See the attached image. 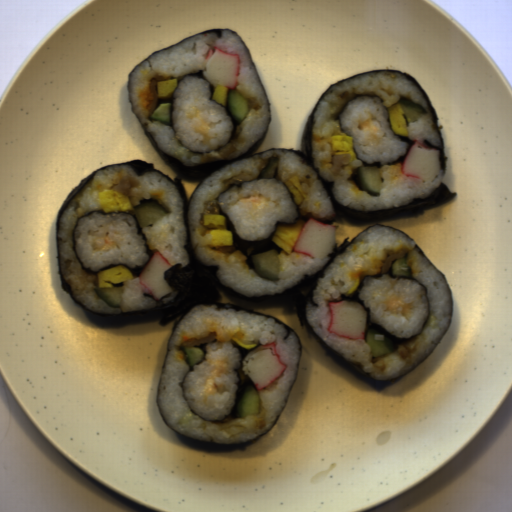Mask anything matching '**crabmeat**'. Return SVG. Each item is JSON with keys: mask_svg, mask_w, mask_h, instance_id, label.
Wrapping results in <instances>:
<instances>
[{"mask_svg": "<svg viewBox=\"0 0 512 512\" xmlns=\"http://www.w3.org/2000/svg\"><path fill=\"white\" fill-rule=\"evenodd\" d=\"M330 321L327 331L348 340H364L368 312L362 304L350 301H332L328 304Z\"/></svg>", "mask_w": 512, "mask_h": 512, "instance_id": "crabmeat-2", "label": "crabmeat"}, {"mask_svg": "<svg viewBox=\"0 0 512 512\" xmlns=\"http://www.w3.org/2000/svg\"><path fill=\"white\" fill-rule=\"evenodd\" d=\"M336 238V226L311 218L304 223L292 252L323 260L332 254Z\"/></svg>", "mask_w": 512, "mask_h": 512, "instance_id": "crabmeat-3", "label": "crabmeat"}, {"mask_svg": "<svg viewBox=\"0 0 512 512\" xmlns=\"http://www.w3.org/2000/svg\"><path fill=\"white\" fill-rule=\"evenodd\" d=\"M205 60L202 76L215 88L220 83L235 90L241 65L240 55L228 54L215 46L213 51L209 48Z\"/></svg>", "mask_w": 512, "mask_h": 512, "instance_id": "crabmeat-5", "label": "crabmeat"}, {"mask_svg": "<svg viewBox=\"0 0 512 512\" xmlns=\"http://www.w3.org/2000/svg\"><path fill=\"white\" fill-rule=\"evenodd\" d=\"M278 343L271 342L259 345L242 359L241 371L254 383L256 390H262L285 371L287 365L277 352Z\"/></svg>", "mask_w": 512, "mask_h": 512, "instance_id": "crabmeat-1", "label": "crabmeat"}, {"mask_svg": "<svg viewBox=\"0 0 512 512\" xmlns=\"http://www.w3.org/2000/svg\"><path fill=\"white\" fill-rule=\"evenodd\" d=\"M173 265L162 253L155 251L139 274V283L156 301H160L167 294L174 292L165 280L164 273Z\"/></svg>", "mask_w": 512, "mask_h": 512, "instance_id": "crabmeat-6", "label": "crabmeat"}, {"mask_svg": "<svg viewBox=\"0 0 512 512\" xmlns=\"http://www.w3.org/2000/svg\"><path fill=\"white\" fill-rule=\"evenodd\" d=\"M439 149L425 145L418 140L411 145L400 167V174L421 184H431L441 173Z\"/></svg>", "mask_w": 512, "mask_h": 512, "instance_id": "crabmeat-4", "label": "crabmeat"}]
</instances>
